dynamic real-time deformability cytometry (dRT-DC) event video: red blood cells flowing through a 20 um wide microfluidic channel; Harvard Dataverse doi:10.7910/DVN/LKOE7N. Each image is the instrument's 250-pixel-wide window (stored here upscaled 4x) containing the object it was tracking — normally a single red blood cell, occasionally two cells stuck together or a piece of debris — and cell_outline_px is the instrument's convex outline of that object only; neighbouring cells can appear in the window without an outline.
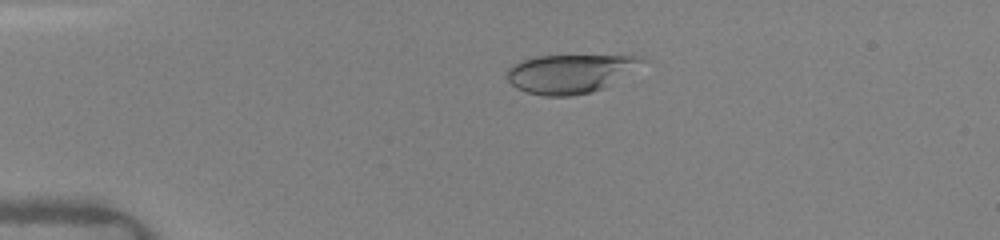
{"species": "human", "species_latin": "Homo sapiens", "temperature_condition": "warm", "stored_images_in_passage": 6, "camera_frame_rate_fps": 3000, "um_per_image_px": 0.085, "donor": {"sex": "female"}, "frame": {"image": 1, "passage_image": 3, "time_ms": 1.333, "image_size_px": [1000, 240], "cell_outline_px": [[652, 60], [604, 88], [592, 92], [572, 96], [544, 96], [528, 92], [516, 88], [508, 80], [508, 68], [512, 64], [520, 60], [536, 56], [644, 56]], "centroid_in_image_um": [48.53, 6.25], "position_along_channel_um": 36.5, "area_um2": 30.75}}
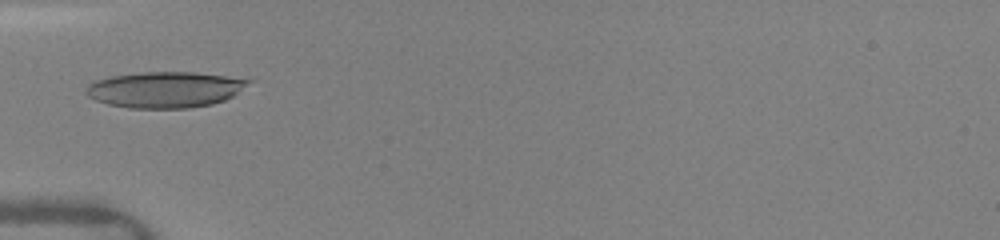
{"frame": {"image": 2, "passage_image": 6, "time_ms": 3.333, "image_size_px": [1000, 240], "cell_outline_px": [[256, 80], [232, 96], [224, 100], [212, 104], [188, 108], [128, 108], [108, 104], [96, 100], [88, 96], [84, 92], [88, 84], [92, 80], [112, 76], [140, 72], [196, 72]], "centroid_in_image_um": [14.02, 7.61], "position_along_channel_um": 71.0, "area_um2": 34.28}}